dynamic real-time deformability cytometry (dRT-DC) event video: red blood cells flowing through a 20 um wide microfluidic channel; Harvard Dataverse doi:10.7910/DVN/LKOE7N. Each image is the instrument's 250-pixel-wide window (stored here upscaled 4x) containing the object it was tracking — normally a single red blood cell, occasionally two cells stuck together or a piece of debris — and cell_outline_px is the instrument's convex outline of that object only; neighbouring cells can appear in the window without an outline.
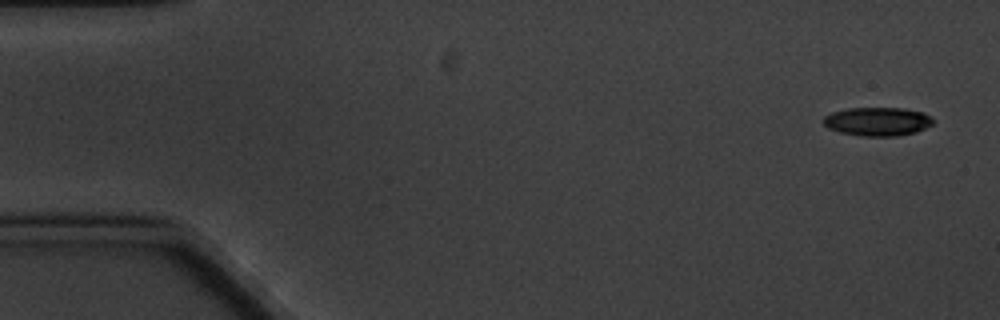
{"species": "common noctule bat (a hibernating species)", "species_latin": "Nyctalus noctula", "temperature_condition": "cold", "stored_images_in_passage": 11, "camera_frame_rate_fps": 3000, "um_per_image_px": 0.085, "animal": {"sex": "male", "body_mass_g": 20.1, "forearm_length_mm": 53.5}, "frame": {"image": 1, "passage_image": 1, "time_ms": 0.0, "image_size_px": [1000, 320], "cell_outline_px": [[932, 124], [916, 132], [896, 136], [860, 136], [840, 132], [828, 128], [824, 124], [824, 116], [832, 112], [848, 108], [904, 108], [920, 112], [928, 116], [932, 120]], "centroid_in_image_um": [74.54, 10.33], "position_along_channel_um": 10.5, "area_um2": 18.09}}